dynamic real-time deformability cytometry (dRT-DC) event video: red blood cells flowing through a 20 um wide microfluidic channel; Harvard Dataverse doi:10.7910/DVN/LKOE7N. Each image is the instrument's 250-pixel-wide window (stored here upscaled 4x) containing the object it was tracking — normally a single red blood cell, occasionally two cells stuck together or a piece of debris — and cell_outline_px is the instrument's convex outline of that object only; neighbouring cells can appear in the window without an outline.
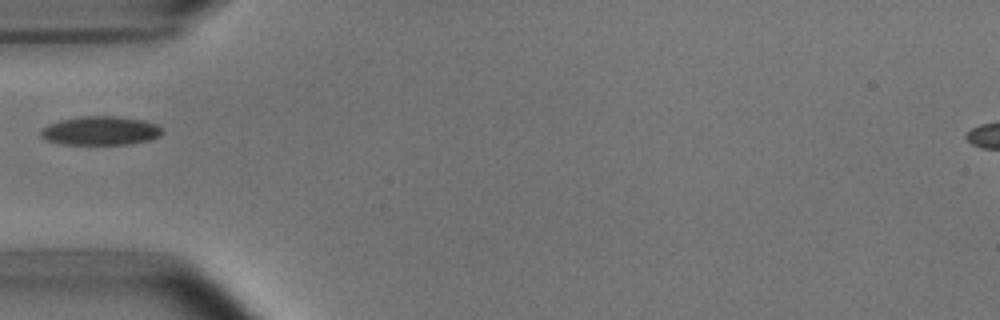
{"species": "common noctule bat (a hibernating species)", "species_latin": "Nyctalus noctula", "temperature_condition": "room temperature", "stored_images_in_passage": 6, "camera_frame_rate_fps": 3000, "um_per_image_px": 0.085, "animal": {"sex": "male", "body_mass_g": 15.6}, "frame": {"image": 1, "passage_image": 6, "time_ms": 5.667, "image_size_px": [1000, 320], "cell_outline_px": [[164, 132], [160, 136], [152, 140], [128, 144], [60, 144], [44, 140], [40, 136], [40, 132], [48, 124], [60, 120], [80, 116], [116, 116], [140, 120], [156, 124]], "centroid_in_image_um": [8.52, 11.12], "position_along_channel_um": 76.5, "area_um2": 20.46}}